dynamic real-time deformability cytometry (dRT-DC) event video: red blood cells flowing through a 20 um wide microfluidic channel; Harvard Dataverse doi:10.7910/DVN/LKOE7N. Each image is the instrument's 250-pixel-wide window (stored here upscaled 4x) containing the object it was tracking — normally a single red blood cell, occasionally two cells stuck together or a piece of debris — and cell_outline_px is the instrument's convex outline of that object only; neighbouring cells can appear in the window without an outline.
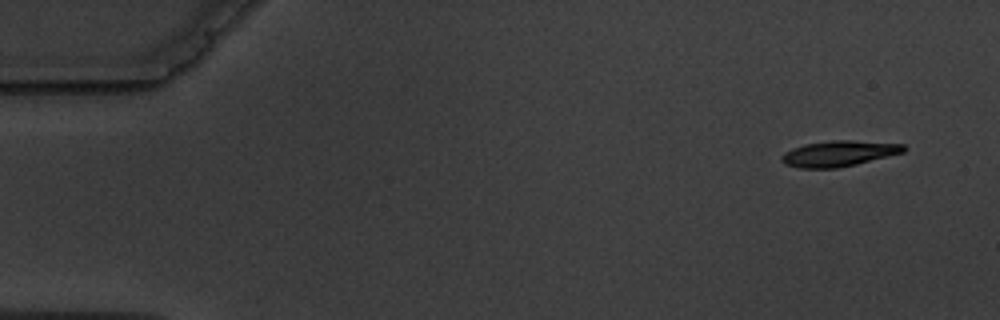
{"species": "common noctule bat (a hibernating species)", "species_latin": "Nyctalus noctula", "temperature_condition": "warm", "stored_images_in_passage": 2, "camera_frame_rate_fps": 3000, "um_per_image_px": 0.085, "animal": {"sex": "male", "body_mass_g": 19.5, "forearm_length_mm": 54.6}, "frame": {"image": 1, "passage_image": 1, "time_ms": 0.0, "image_size_px": [1000, 320], "cell_outline_px": [[908, 148], [904, 152], [856, 164], [836, 168], [800, 168], [784, 164], [780, 160], [780, 156], [784, 152], [792, 148], [804, 144], [832, 140], [848, 140], [904, 144]], "centroid_in_image_um": [71.27, 13.05], "position_along_channel_um": 13.7, "area_um2": 18.32}}